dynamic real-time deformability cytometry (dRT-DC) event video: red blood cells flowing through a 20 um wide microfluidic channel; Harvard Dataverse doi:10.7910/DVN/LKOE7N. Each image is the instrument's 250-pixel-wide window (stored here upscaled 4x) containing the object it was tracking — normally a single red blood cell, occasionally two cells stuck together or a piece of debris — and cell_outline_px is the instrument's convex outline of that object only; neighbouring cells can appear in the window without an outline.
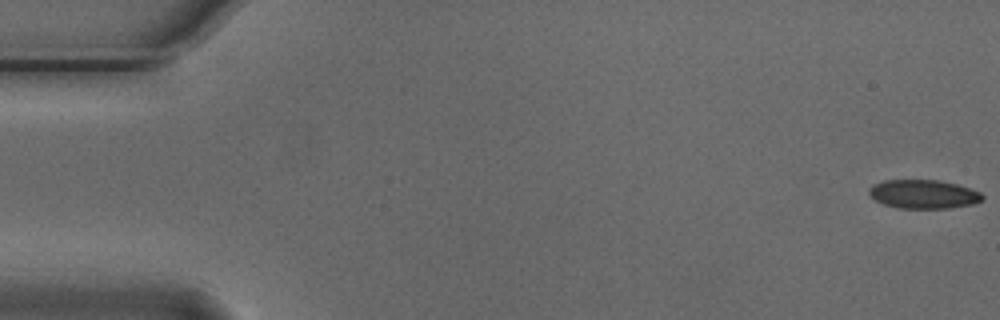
{"species": "Egyptian fruit bat (a non-hibernating species)", "species_latin": "Rousettus aegyptiacus", "temperature_condition": "cold", "stored_images_in_passage": 55, "camera_frame_rate_fps": 3000, "um_per_image_px": 0.085, "animal": {"sex": "male"}, "frame": {"image": 1, "passage_image": 1, "time_ms": 0.0, "image_size_px": [1000, 320], "cell_outline_px": [[984, 200], [972, 204], [948, 208], [896, 208], [884, 204], [876, 200], [868, 192], [868, 188], [872, 184], [884, 180], [936, 180], [956, 184], [980, 192], [984, 196]], "centroid_in_image_um": [78.48, 16.5], "position_along_channel_um": 6.5, "area_um2": 18.96}}
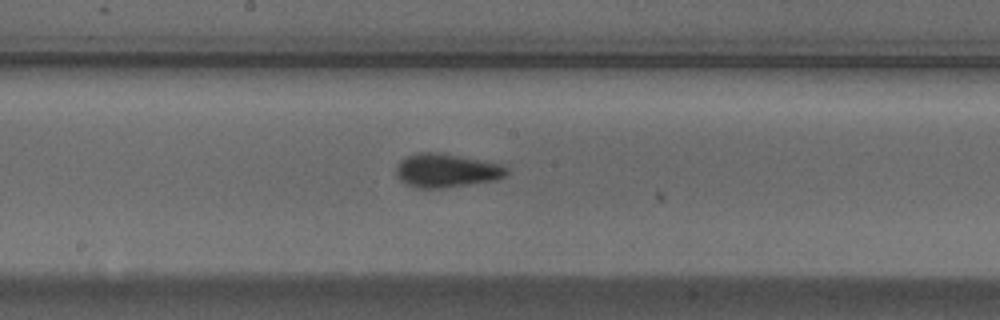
{"frame": {"image": 2, "passage_image": 29, "time_ms": 9.333, "image_size_px": [1000, 320], "cell_outline_px": [[508, 172], [504, 176], [496, 180], [444, 188], [416, 188], [400, 180], [396, 176], [396, 164], [400, 160], [416, 152], [440, 152], [484, 160], [500, 164], [508, 168]], "centroid_in_image_um": [37.93, 14.48], "position_along_channel_um": 210.3, "area_um2": 21.91}}
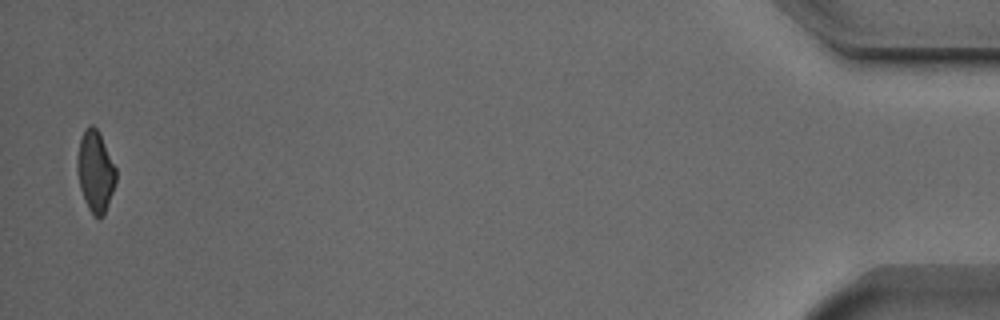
{"frame": {"image": 3, "passage_image": 54, "time_ms": 17.667, "image_size_px": [1000, 320], "cell_outline_px": [[116, 184], [104, 216], [100, 220], [92, 216], [84, 200], [80, 188], [76, 168], [76, 160], [80, 140], [84, 132], [92, 124], [100, 132], [116, 168]], "centroid_in_image_um": [8.12, 14.63], "position_along_channel_um": 427.1, "area_um2": 18.61}, "authors_computed_cell_mechanics": {"area_um2": 20.1722, "velocity_mm_per_s": 3.74, "shape_relaxation_time_tau1_ms": 4.3677, "shape_relaxation_time_tau2_ms": 1.9081, "deformation_change_tau1": 0.1109, "deformation_change_tau2": 0.0776}}